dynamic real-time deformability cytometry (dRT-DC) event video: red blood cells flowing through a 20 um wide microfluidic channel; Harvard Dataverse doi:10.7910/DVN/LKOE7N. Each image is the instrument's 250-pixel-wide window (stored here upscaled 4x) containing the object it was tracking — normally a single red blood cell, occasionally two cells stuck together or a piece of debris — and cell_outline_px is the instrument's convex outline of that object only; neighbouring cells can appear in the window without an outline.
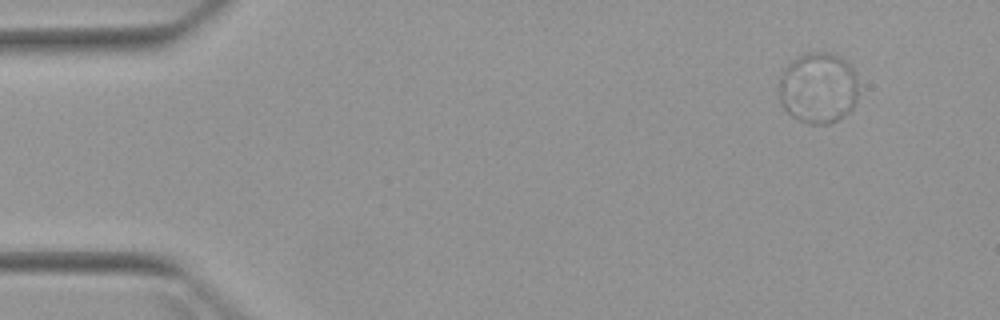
{"species": "Egyptian fruit bat (a non-hibernating species)", "species_latin": "Rousettus aegyptiacus", "temperature_condition": "warm", "stored_images_in_passage": 3, "camera_frame_rate_fps": 3000, "um_per_image_px": 0.085, "animal": {"sex": "female"}, "frame": {"image": 1, "passage_image": 1, "time_ms": 0.0, "image_size_px": [1000, 320], "cell_outline_px": [[856, 100], [852, 108], [844, 116], [828, 124], [808, 124], [792, 116], [780, 104], [780, 80], [784, 68], [796, 56], [808, 52], [828, 52], [844, 60], [852, 68], [856, 80]], "centroid_in_image_um": [69.52, 7.48], "position_along_channel_um": 15.5, "area_um2": 32.66}}
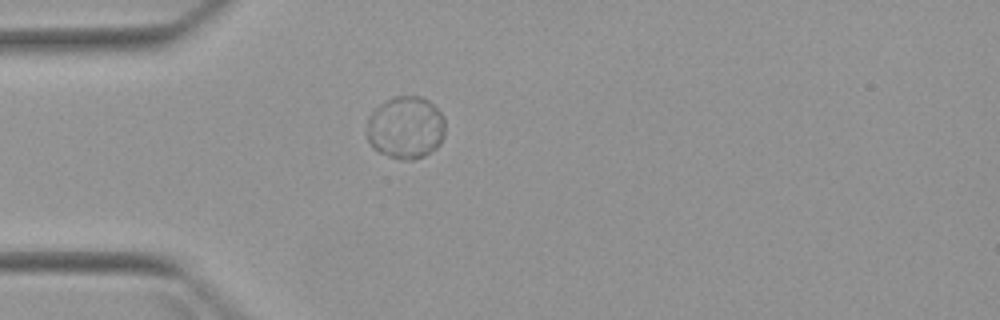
{"frame": {"image": 2, "passage_image": 3, "time_ms": 3.333, "image_size_px": [1000, 320], "cell_outline_px": [[444, 136], [440, 144], [436, 148], [424, 156], [412, 160], [400, 160], [388, 156], [372, 148], [368, 140], [368, 116], [380, 104], [392, 96], [420, 96], [428, 100], [444, 116]], "centroid_in_image_um": [34.49, 10.85], "position_along_channel_um": 50.5, "area_um2": 28.67}}